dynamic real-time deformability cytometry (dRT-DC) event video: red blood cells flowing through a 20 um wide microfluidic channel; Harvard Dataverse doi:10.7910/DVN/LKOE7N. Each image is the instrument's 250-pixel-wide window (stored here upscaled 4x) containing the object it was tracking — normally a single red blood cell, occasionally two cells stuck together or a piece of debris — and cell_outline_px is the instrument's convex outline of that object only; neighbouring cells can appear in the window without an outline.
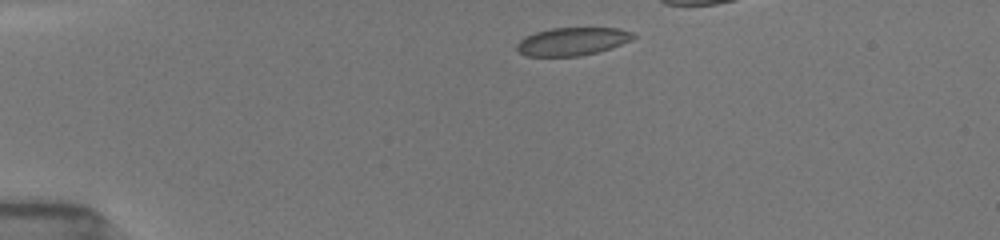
{"species": "common noctule bat (a hibernating species)", "species_latin": "Nyctalus noctula", "temperature_condition": "room temperature", "stored_images_in_passage": 5, "camera_frame_rate_fps": 3000, "um_per_image_px": 0.085, "animal": {"sex": "female", "body_mass_g": 19.5, "forearm_length_mm": 54.1}, "frame": {"image": 1, "passage_image": 1, "time_ms": 0.0, "image_size_px": [1000, 240], "cell_outline_px": [[636, 36], [620, 44], [596, 52], [580, 56], [528, 56], [520, 52], [516, 48], [516, 44], [520, 40], [536, 32], [552, 28], [616, 28], [632, 32]], "centroid_in_image_um": [48.61, 3.52], "position_along_channel_um": 36.4, "area_um2": 18.55}}
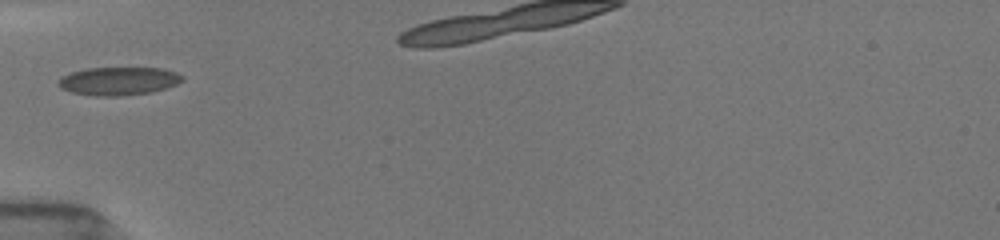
{"frame": {"image": 2, "passage_image": 3, "time_ms": 2.333, "image_size_px": [1000, 240], "cell_outline_px": [[184, 80], [176, 84], [164, 88], [148, 92], [116, 96], [96, 96], [68, 92], [60, 88], [56, 84], [64, 76], [72, 72], [88, 68], [160, 68], [176, 72], [184, 76]], "centroid_in_image_um": [10.06, 6.89], "position_along_channel_um": 74.9, "area_um2": 20.17}}
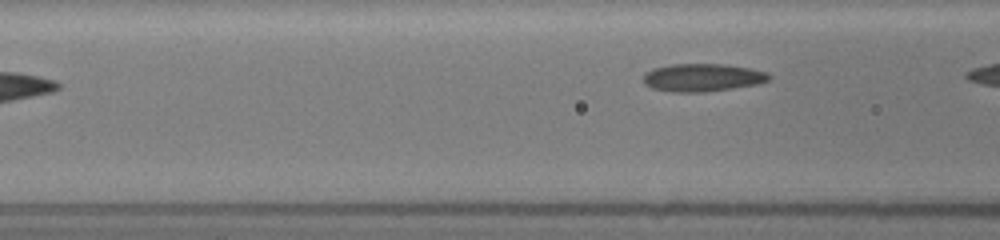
{"frame": {"image": 3, "passage_image": 5, "time_ms": 4.667, "image_size_px": [1000, 240], "cell_outline_px": [[772, 76], [768, 80], [756, 84], [732, 88], [704, 92], [672, 92], [652, 88], [644, 84], [644, 72], [652, 68], [672, 64], [724, 64], [752, 68], [768, 72]], "centroid_in_image_um": [59.7, 6.58], "position_along_channel_um": 106.9, "area_um2": 20.52}}